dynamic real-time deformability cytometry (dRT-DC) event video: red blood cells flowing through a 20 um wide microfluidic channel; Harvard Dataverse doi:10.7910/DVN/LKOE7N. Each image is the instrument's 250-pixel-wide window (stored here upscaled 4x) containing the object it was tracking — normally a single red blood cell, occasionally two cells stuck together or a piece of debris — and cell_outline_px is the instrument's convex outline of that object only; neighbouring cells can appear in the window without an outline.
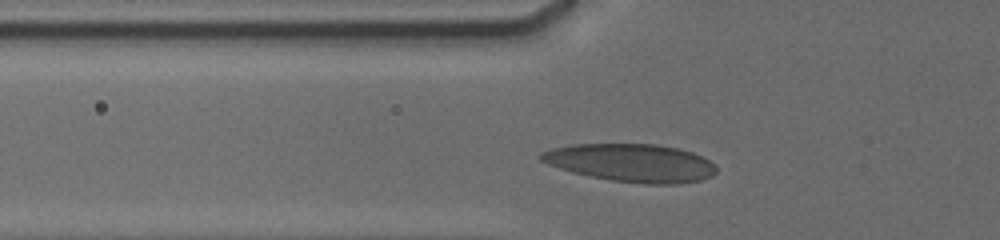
{"species": "human", "species_latin": "Homo sapiens", "temperature_condition": "cold", "stored_images_in_passage": 47, "camera_frame_rate_fps": 3000, "um_per_image_px": 0.085, "donor": {"sex": "male"}, "frame": {"image": 1, "passage_image": 3, "time_ms": 0.333, "image_size_px": [1000, 240], "cell_outline_px": [[716, 172], [712, 176], [704, 180], [676, 184], [644, 184], [612, 180], [572, 172], [548, 164], [540, 160], [536, 156], [540, 152], [552, 148], [572, 144], [656, 144], [676, 148], [692, 152], [716, 164]], "centroid_in_image_um": [53.65, 13.84], "position_along_channel_um": 72.1, "area_um2": 38.9}}
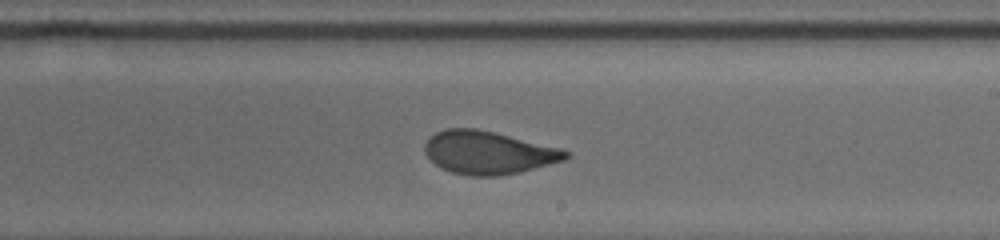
{"frame": {"image": 2, "passage_image": 23, "time_ms": 5.0, "image_size_px": [1000, 240], "cell_outline_px": [[568, 156], [564, 160], [520, 172], [496, 176], [468, 176], [452, 172], [440, 168], [424, 152], [424, 144], [428, 136], [444, 128], [476, 128], [560, 148], [568, 152]], "centroid_in_image_um": [41.44, 12.97], "position_along_channel_um": 247.6, "area_um2": 35.14}}
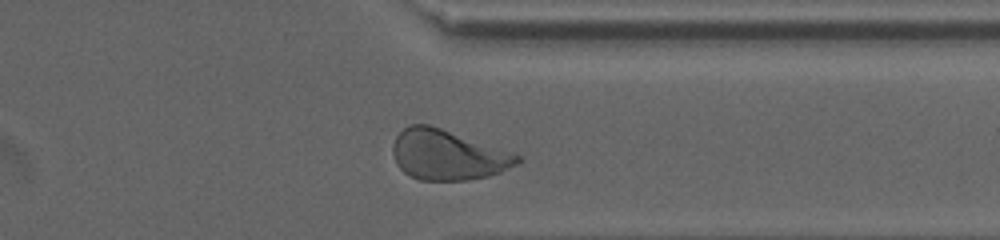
{"frame": {"image": 3, "passage_image": 42, "time_ms": 8.333, "image_size_px": [1000, 240], "cell_outline_px": [[520, 160], [516, 164], [500, 172], [488, 176], [464, 180], [420, 180], [404, 172], [396, 164], [392, 152], [392, 144], [396, 136], [408, 124], [428, 124], [440, 128], [520, 156]], "centroid_in_image_um": [37.97, 13.17], "position_along_channel_um": 373.4, "area_um2": 35.66}, "authors_computed_cell_mechanics": {"area_um2": 35.2002, "velocity_mm_per_s": 3.7793, "shape_relaxation_time_tau1_ms": 4.7744, "shape_relaxation_time_tau2_ms": 1.0146, "deformation_change_tau1": 0.1708, "deformation_change_tau2": 0.0723}}